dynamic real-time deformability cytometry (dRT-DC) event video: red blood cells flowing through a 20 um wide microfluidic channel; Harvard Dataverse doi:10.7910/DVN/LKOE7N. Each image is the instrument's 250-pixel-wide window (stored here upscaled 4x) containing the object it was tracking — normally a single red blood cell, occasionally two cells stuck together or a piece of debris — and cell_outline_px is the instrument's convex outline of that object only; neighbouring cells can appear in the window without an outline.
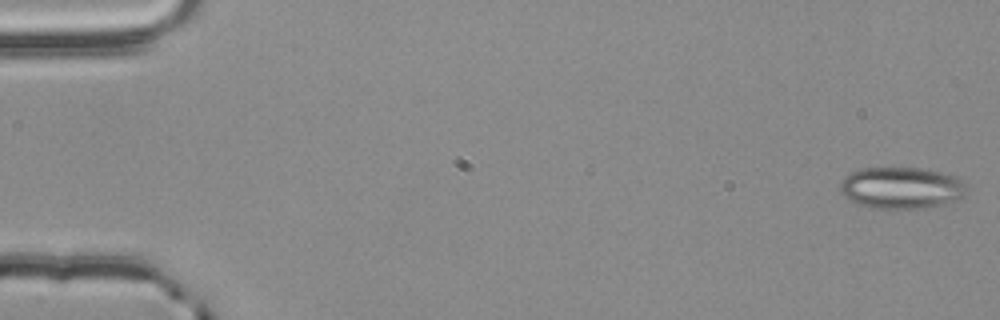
{"species": "common noctule bat (a hibernating species)", "species_latin": "Nyctalus noctula", "temperature_condition": "room temperature", "stored_images_in_passage": 55, "camera_frame_rate_fps": 3000, "um_per_image_px": 0.085, "animal": {"sex": "male", "body_mass_g": 20.4}, "frame": {"image": 1, "passage_image": 1, "time_ms": 0.0, "image_size_px": [1000, 320], "cell_outline_px": [[964, 196], [944, 204], [924, 208], [872, 208], [856, 204], [848, 200], [840, 192], [840, 184], [844, 176], [860, 168], [920, 168], [940, 172], [956, 176], [964, 184]], "centroid_in_image_um": [76.55, 15.97], "position_along_channel_um": 8.4, "area_um2": 30.63}}
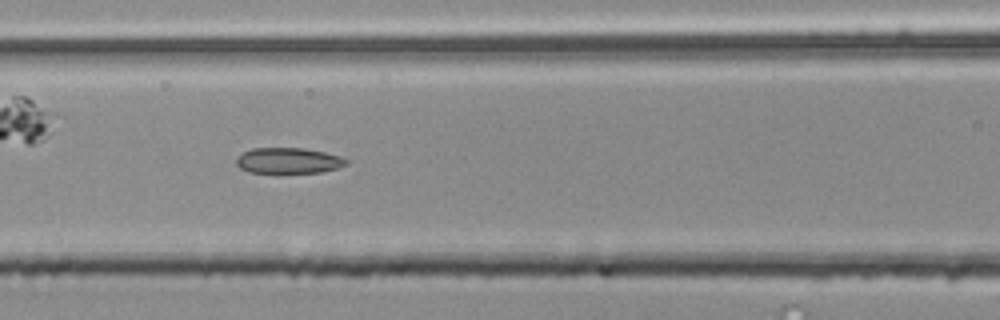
{"frame": {"image": 2, "passage_image": 24, "time_ms": 7.667, "image_size_px": [1000, 320], "cell_outline_px": [[348, 164], [336, 168], [320, 172], [276, 176], [248, 172], [240, 168], [236, 164], [236, 156], [252, 148], [304, 148], [324, 152], [340, 156], [348, 160]], "centroid_in_image_um": [24.46, 13.71], "position_along_channel_um": 142.1, "area_um2": 17.4}}
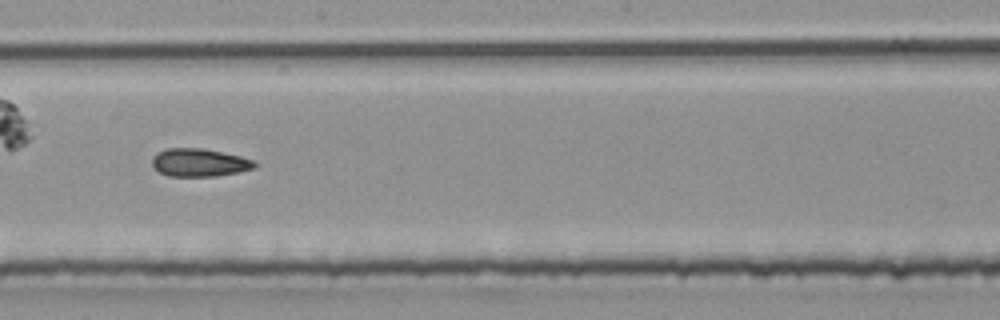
{"frame": {"image": 3, "passage_image": 31, "time_ms": 10.0, "image_size_px": [1000, 320], "cell_outline_px": [[256, 168], [216, 176], [168, 176], [152, 168], [152, 156], [156, 152], [164, 148], [204, 148], [240, 156], [252, 160], [256, 164]], "centroid_in_image_um": [16.88, 13.81], "position_along_channel_um": 231.3, "area_um2": 16.82}, "authors_computed_cell_mechanics": {"area_um2": 16.8776, "velocity_mm_per_s": 3.825, "shape_relaxation_time_tau1_ms": null, "shape_relaxation_time_tau2_ms": 7.0922, "deformation_change_tau1": null, "deformation_change_tau2": 0.1751}}